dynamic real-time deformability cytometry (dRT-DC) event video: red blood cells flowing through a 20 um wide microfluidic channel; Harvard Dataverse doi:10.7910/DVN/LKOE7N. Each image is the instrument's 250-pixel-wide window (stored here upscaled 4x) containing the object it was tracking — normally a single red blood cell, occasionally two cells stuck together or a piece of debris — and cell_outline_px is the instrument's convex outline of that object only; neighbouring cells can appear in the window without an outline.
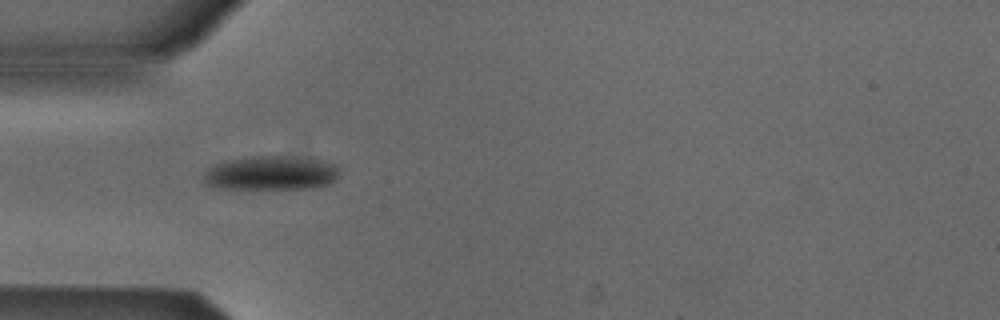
{"species": "Egyptian fruit bat (a non-hibernating species)", "species_latin": "Rousettus aegyptiacus", "temperature_condition": "cold", "stored_images_in_passage": 38, "camera_frame_rate_fps": 3000, "um_per_image_px": 0.085, "animal": {"sex": "male"}, "frame": {"image": 1, "passage_image": 2, "time_ms": 0.333, "image_size_px": [1000, 320], "cell_outline_px": [[336, 180], [328, 184], [308, 188], [220, 188], [204, 184], [204, 172], [208, 168], [224, 160], [252, 156], [284, 156], [320, 160], [336, 164]], "centroid_in_image_um": [22.98, 14.7], "position_along_channel_um": 62.0, "area_um2": 26.7}}
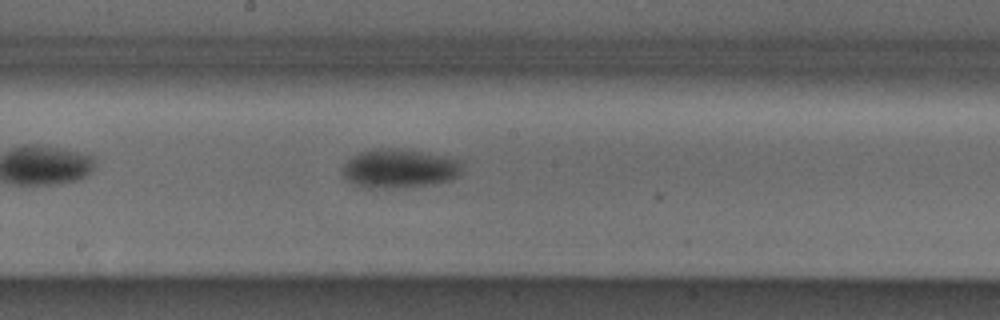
{"frame": {"image": 2, "passage_image": 14, "time_ms": 4.333, "image_size_px": [1000, 320], "cell_outline_px": [[464, 164], [460, 172], [452, 180], [436, 184], [400, 188], [360, 188], [348, 180], [340, 172], [344, 164], [352, 156], [360, 152], [376, 148], [396, 148], [444, 156], [460, 160]], "centroid_in_image_um": [33.93, 14.34], "position_along_channel_um": 214.3, "area_um2": 27.51}}
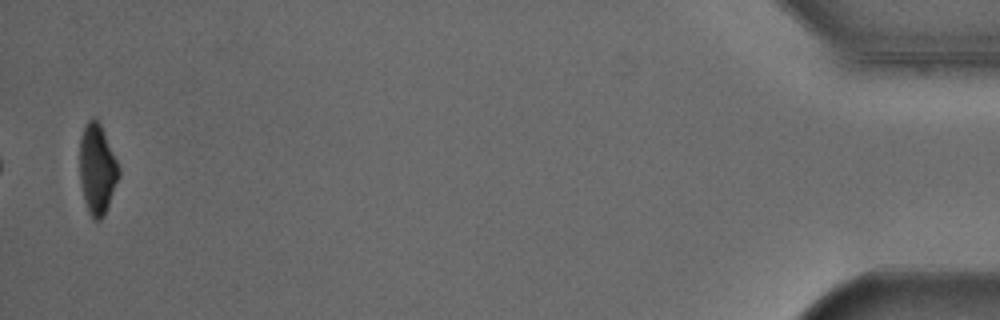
{"frame": {"image": 3, "passage_image": 38, "time_ms": 12.333, "image_size_px": [1000, 320], "cell_outline_px": [[120, 176], [104, 216], [100, 220], [96, 220], [88, 212], [84, 200], [80, 180], [80, 136], [84, 124], [92, 116], [100, 124], [120, 168]], "centroid_in_image_um": [8.26, 14.37], "position_along_channel_um": 426.9, "area_um2": 20.52}, "authors_computed_cell_mechanics": {"area_um2": 26.4724, "velocity_mm_per_s": 3.8501, "shape_relaxation_time_tau1_ms": 4.1547, "shape_relaxation_time_tau2_ms": null, "deformation_change_tau1": 0.1472, "deformation_change_tau2": null}}